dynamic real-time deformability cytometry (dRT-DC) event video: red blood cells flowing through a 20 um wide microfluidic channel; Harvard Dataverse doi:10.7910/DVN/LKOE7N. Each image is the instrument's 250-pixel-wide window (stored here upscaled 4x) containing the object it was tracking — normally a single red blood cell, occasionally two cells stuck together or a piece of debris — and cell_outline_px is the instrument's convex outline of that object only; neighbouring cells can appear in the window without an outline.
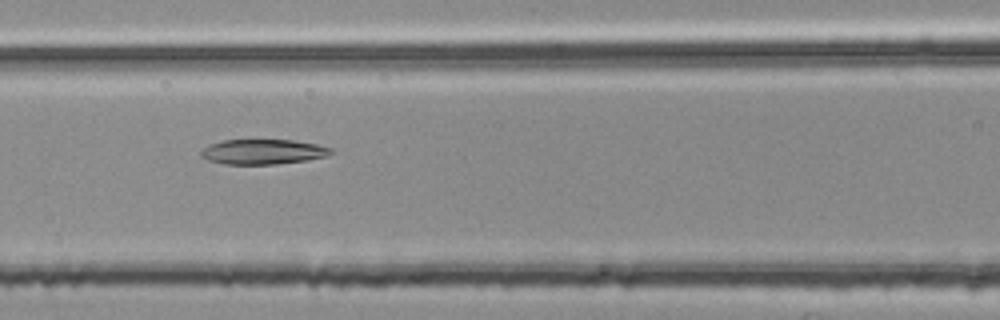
{"species": "common noctule bat (a hibernating species)", "species_latin": "Nyctalus noctula", "temperature_condition": "room temperature", "stored_images_in_passage": 32, "camera_frame_rate_fps": 3000, "um_per_image_px": 0.085, "animal": {"sex": "female", "body_mass_g": 25.1}, "frame": {"image": 1, "passage_image": 9, "time_ms": 2.667, "image_size_px": [1000, 320], "cell_outline_px": [[332, 152], [328, 156], [308, 160], [276, 164], [224, 164], [208, 160], [200, 156], [200, 152], [208, 144], [220, 140], [292, 140], [316, 144], [332, 148]], "centroid_in_image_um": [22.33, 12.9], "position_along_channel_um": 144.3, "area_um2": 19.02}}
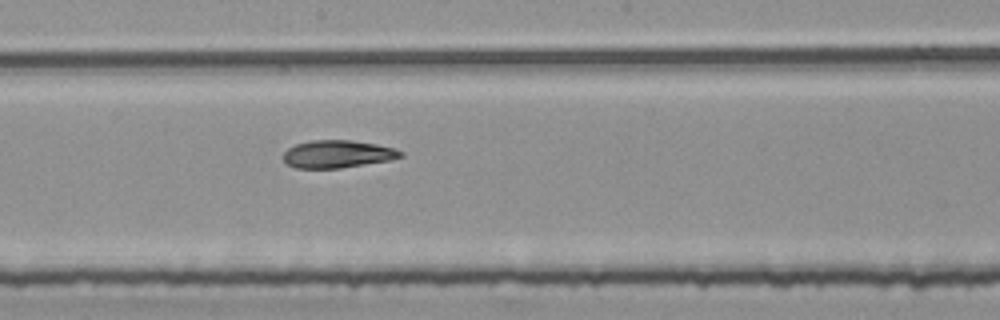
{"frame": {"image": 2, "passage_image": 15, "time_ms": 4.667, "image_size_px": [1000, 320], "cell_outline_px": [[404, 156], [388, 160], [340, 168], [296, 168], [288, 164], [284, 160], [284, 152], [288, 148], [296, 144], [312, 140], [348, 140], [376, 144], [396, 148], [404, 152]], "centroid_in_image_um": [28.71, 13.09], "position_along_channel_um": 219.5, "area_um2": 18.73}}
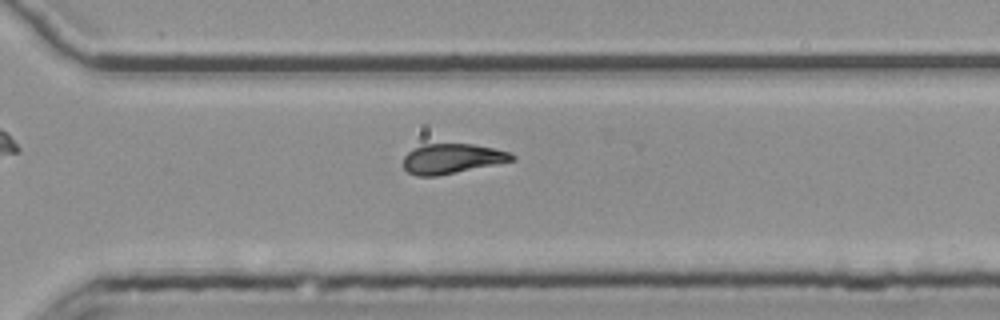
{"frame": {"image": 3, "passage_image": 24, "time_ms": 7.667, "image_size_px": [1000, 320], "cell_outline_px": [[516, 160], [436, 176], [416, 176], [408, 172], [404, 168], [404, 156], [408, 152], [424, 144], [472, 144], [492, 148], [508, 152], [516, 156]], "centroid_in_image_um": [38.42, 13.49], "position_along_channel_um": 332.2, "area_um2": 18.67}, "authors_computed_cell_mechanics": {"area_um2": 19.1607, "velocity_mm_per_s": 3.7738, "shape_relaxation_time_tau1_ms": null, "shape_relaxation_time_tau2_ms": 5.2305, "deformation_change_tau1": null, "deformation_change_tau2": 0.1321}}